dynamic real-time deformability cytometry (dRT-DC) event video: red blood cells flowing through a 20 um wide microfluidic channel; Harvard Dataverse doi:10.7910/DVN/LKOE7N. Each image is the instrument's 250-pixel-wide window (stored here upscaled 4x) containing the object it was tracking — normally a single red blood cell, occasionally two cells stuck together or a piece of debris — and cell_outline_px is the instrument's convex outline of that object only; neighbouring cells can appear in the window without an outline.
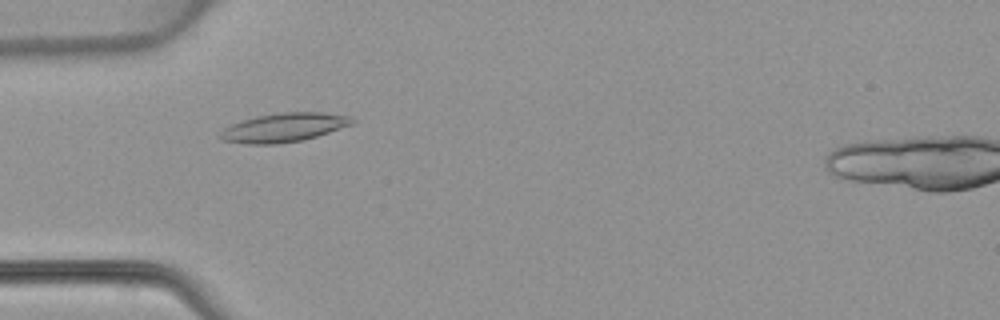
{"species": "common noctule bat (a hibernating species)", "species_latin": "Nyctalus noctula", "temperature_condition": "warm", "stored_images_in_passage": 48, "camera_frame_rate_fps": 3000, "um_per_image_px": 0.085, "animal": {"sex": "female", "body_mass_g": 22.7, "forearm_length_mm": 54.2}, "frame": {"image": 1, "passage_image": 15, "time_ms": 4.667, "image_size_px": [1000, 320], "cell_outline_px": [[356, 120], [352, 124], [304, 140], [276, 144], [248, 144], [224, 140], [220, 136], [220, 132], [224, 128], [240, 120], [256, 116], [280, 112], [324, 112], [352, 116]], "centroid_in_image_um": [24.15, 10.82], "position_along_channel_um": 60.8, "area_um2": 22.2}}
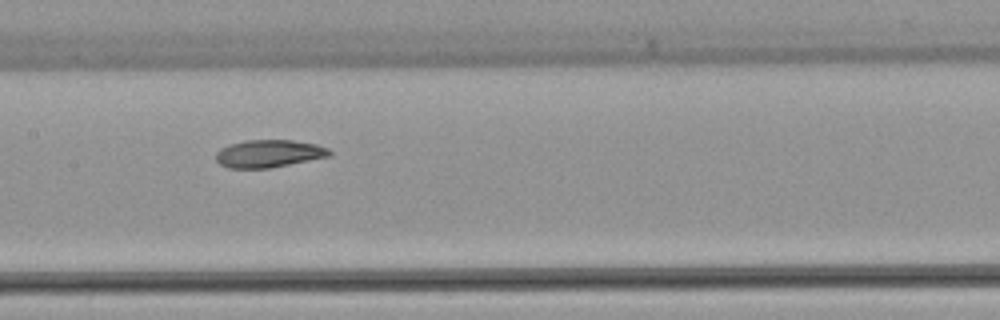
{"frame": {"image": 2, "passage_image": 24, "time_ms": 7.667, "image_size_px": [1000, 320], "cell_outline_px": [[332, 156], [268, 168], [228, 168], [220, 164], [216, 160], [216, 152], [220, 148], [228, 144], [244, 140], [292, 140], [316, 144], [328, 148], [332, 152]], "centroid_in_image_um": [22.84, 13.05], "position_along_channel_um": 184.6, "area_um2": 18.38}}
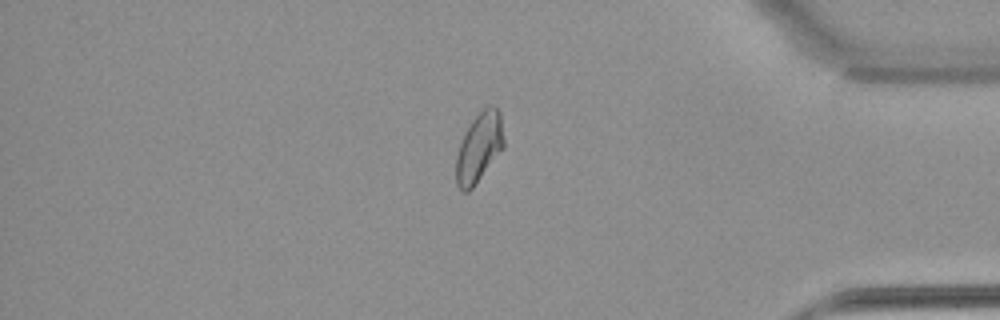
{"frame": {"image": 3, "passage_image": 41, "time_ms": 13.333, "image_size_px": [1000, 320], "cell_outline_px": [[504, 148], [472, 188], [468, 192], [460, 192], [456, 184], [456, 156], [460, 144], [472, 120], [484, 108], [492, 104], [500, 112], [504, 140]], "centroid_in_image_um": [40.73, 12.57], "position_along_channel_um": 394.5, "area_um2": 19.19}}